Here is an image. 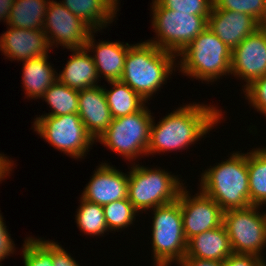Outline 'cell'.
I'll return each mask as SVG.
<instances>
[{
  "mask_svg": "<svg viewBox=\"0 0 266 266\" xmlns=\"http://www.w3.org/2000/svg\"><path fill=\"white\" fill-rule=\"evenodd\" d=\"M216 108L195 102L174 109L157 124L153 119L147 155L184 150L202 136L204 138L223 118L222 111Z\"/></svg>",
  "mask_w": 266,
  "mask_h": 266,
  "instance_id": "6da1fadb",
  "label": "cell"
},
{
  "mask_svg": "<svg viewBox=\"0 0 266 266\" xmlns=\"http://www.w3.org/2000/svg\"><path fill=\"white\" fill-rule=\"evenodd\" d=\"M176 57L175 54L159 49L147 40L133 44L128 48L120 80L148 102L165 84L173 70L175 71Z\"/></svg>",
  "mask_w": 266,
  "mask_h": 266,
  "instance_id": "7a4b0ae2",
  "label": "cell"
},
{
  "mask_svg": "<svg viewBox=\"0 0 266 266\" xmlns=\"http://www.w3.org/2000/svg\"><path fill=\"white\" fill-rule=\"evenodd\" d=\"M199 189L223 211L251 206L247 153L236 151L228 160L209 167L201 175Z\"/></svg>",
  "mask_w": 266,
  "mask_h": 266,
  "instance_id": "3957f363",
  "label": "cell"
},
{
  "mask_svg": "<svg viewBox=\"0 0 266 266\" xmlns=\"http://www.w3.org/2000/svg\"><path fill=\"white\" fill-rule=\"evenodd\" d=\"M232 50L206 28L178 56V70L196 80L214 82L230 75ZM180 65V66H179Z\"/></svg>",
  "mask_w": 266,
  "mask_h": 266,
  "instance_id": "277c9868",
  "label": "cell"
},
{
  "mask_svg": "<svg viewBox=\"0 0 266 266\" xmlns=\"http://www.w3.org/2000/svg\"><path fill=\"white\" fill-rule=\"evenodd\" d=\"M135 164L132 163L134 166L128 172L127 198L138 212L152 210L178 199L184 187L178 176L160 168Z\"/></svg>",
  "mask_w": 266,
  "mask_h": 266,
  "instance_id": "5b68a950",
  "label": "cell"
},
{
  "mask_svg": "<svg viewBox=\"0 0 266 266\" xmlns=\"http://www.w3.org/2000/svg\"><path fill=\"white\" fill-rule=\"evenodd\" d=\"M152 1V27L156 38L147 42L159 49L177 56L208 27L209 16L189 15L169 10L157 0Z\"/></svg>",
  "mask_w": 266,
  "mask_h": 266,
  "instance_id": "8992f818",
  "label": "cell"
},
{
  "mask_svg": "<svg viewBox=\"0 0 266 266\" xmlns=\"http://www.w3.org/2000/svg\"><path fill=\"white\" fill-rule=\"evenodd\" d=\"M153 210L152 248L155 266H169L186 256L187 240L183 230L181 207L178 200Z\"/></svg>",
  "mask_w": 266,
  "mask_h": 266,
  "instance_id": "52a82bcc",
  "label": "cell"
},
{
  "mask_svg": "<svg viewBox=\"0 0 266 266\" xmlns=\"http://www.w3.org/2000/svg\"><path fill=\"white\" fill-rule=\"evenodd\" d=\"M145 105L137 113L113 118L109 127L96 140L128 161L147 155L150 127L154 117Z\"/></svg>",
  "mask_w": 266,
  "mask_h": 266,
  "instance_id": "ba28073f",
  "label": "cell"
},
{
  "mask_svg": "<svg viewBox=\"0 0 266 266\" xmlns=\"http://www.w3.org/2000/svg\"><path fill=\"white\" fill-rule=\"evenodd\" d=\"M34 120V131L55 149L72 158H83L95 142L77 113L40 116Z\"/></svg>",
  "mask_w": 266,
  "mask_h": 266,
  "instance_id": "9c48e42d",
  "label": "cell"
},
{
  "mask_svg": "<svg viewBox=\"0 0 266 266\" xmlns=\"http://www.w3.org/2000/svg\"><path fill=\"white\" fill-rule=\"evenodd\" d=\"M260 206L224 211L223 224L229 236L233 253L261 255L266 247V213Z\"/></svg>",
  "mask_w": 266,
  "mask_h": 266,
  "instance_id": "30bf717a",
  "label": "cell"
},
{
  "mask_svg": "<svg viewBox=\"0 0 266 266\" xmlns=\"http://www.w3.org/2000/svg\"><path fill=\"white\" fill-rule=\"evenodd\" d=\"M43 31L51 48L60 44L69 50L84 48L93 29L64 5L51 0L45 14Z\"/></svg>",
  "mask_w": 266,
  "mask_h": 266,
  "instance_id": "8fae6325",
  "label": "cell"
},
{
  "mask_svg": "<svg viewBox=\"0 0 266 266\" xmlns=\"http://www.w3.org/2000/svg\"><path fill=\"white\" fill-rule=\"evenodd\" d=\"M189 195V191L183 187L177 199L187 241L197 234L221 226L224 213L221 207L201 190L194 196Z\"/></svg>",
  "mask_w": 266,
  "mask_h": 266,
  "instance_id": "7c38bea8",
  "label": "cell"
},
{
  "mask_svg": "<svg viewBox=\"0 0 266 266\" xmlns=\"http://www.w3.org/2000/svg\"><path fill=\"white\" fill-rule=\"evenodd\" d=\"M244 80V89L266 75V32L257 29L248 35L231 53V72Z\"/></svg>",
  "mask_w": 266,
  "mask_h": 266,
  "instance_id": "4fadbf2b",
  "label": "cell"
},
{
  "mask_svg": "<svg viewBox=\"0 0 266 266\" xmlns=\"http://www.w3.org/2000/svg\"><path fill=\"white\" fill-rule=\"evenodd\" d=\"M81 198L104 206L111 202L126 199L128 195V174L107 163L97 166Z\"/></svg>",
  "mask_w": 266,
  "mask_h": 266,
  "instance_id": "5bb4252c",
  "label": "cell"
},
{
  "mask_svg": "<svg viewBox=\"0 0 266 266\" xmlns=\"http://www.w3.org/2000/svg\"><path fill=\"white\" fill-rule=\"evenodd\" d=\"M51 46L43 30L8 27L0 36V51L9 59L25 61L48 55Z\"/></svg>",
  "mask_w": 266,
  "mask_h": 266,
  "instance_id": "9a60e30c",
  "label": "cell"
},
{
  "mask_svg": "<svg viewBox=\"0 0 266 266\" xmlns=\"http://www.w3.org/2000/svg\"><path fill=\"white\" fill-rule=\"evenodd\" d=\"M207 28L233 50L248 35L254 33L258 25L257 20L246 13L222 10L213 5Z\"/></svg>",
  "mask_w": 266,
  "mask_h": 266,
  "instance_id": "2e32d148",
  "label": "cell"
},
{
  "mask_svg": "<svg viewBox=\"0 0 266 266\" xmlns=\"http://www.w3.org/2000/svg\"><path fill=\"white\" fill-rule=\"evenodd\" d=\"M78 115L87 132L97 140L112 122L103 86L79 91Z\"/></svg>",
  "mask_w": 266,
  "mask_h": 266,
  "instance_id": "e0dca14e",
  "label": "cell"
},
{
  "mask_svg": "<svg viewBox=\"0 0 266 266\" xmlns=\"http://www.w3.org/2000/svg\"><path fill=\"white\" fill-rule=\"evenodd\" d=\"M95 32L96 30H93L89 35L85 48L88 52L95 53L91 56L98 76L101 77L103 75L107 82L120 80L124 69L125 57L131 45L111 41H99L96 45L93 34Z\"/></svg>",
  "mask_w": 266,
  "mask_h": 266,
  "instance_id": "ac0fdd59",
  "label": "cell"
},
{
  "mask_svg": "<svg viewBox=\"0 0 266 266\" xmlns=\"http://www.w3.org/2000/svg\"><path fill=\"white\" fill-rule=\"evenodd\" d=\"M232 253L224 224L197 234L187 242L186 256L188 257L224 262Z\"/></svg>",
  "mask_w": 266,
  "mask_h": 266,
  "instance_id": "d6986e66",
  "label": "cell"
},
{
  "mask_svg": "<svg viewBox=\"0 0 266 266\" xmlns=\"http://www.w3.org/2000/svg\"><path fill=\"white\" fill-rule=\"evenodd\" d=\"M71 51L73 54L61 73H57V79L77 91L99 86V76L90 52L85 47Z\"/></svg>",
  "mask_w": 266,
  "mask_h": 266,
  "instance_id": "ffe728a7",
  "label": "cell"
},
{
  "mask_svg": "<svg viewBox=\"0 0 266 266\" xmlns=\"http://www.w3.org/2000/svg\"><path fill=\"white\" fill-rule=\"evenodd\" d=\"M22 70L23 89L26 96L31 99L41 98L57 80V72L48 62V55L23 61Z\"/></svg>",
  "mask_w": 266,
  "mask_h": 266,
  "instance_id": "44dd1931",
  "label": "cell"
},
{
  "mask_svg": "<svg viewBox=\"0 0 266 266\" xmlns=\"http://www.w3.org/2000/svg\"><path fill=\"white\" fill-rule=\"evenodd\" d=\"M59 2L96 31L112 23L118 11L108 0H62Z\"/></svg>",
  "mask_w": 266,
  "mask_h": 266,
  "instance_id": "7402d4cb",
  "label": "cell"
},
{
  "mask_svg": "<svg viewBox=\"0 0 266 266\" xmlns=\"http://www.w3.org/2000/svg\"><path fill=\"white\" fill-rule=\"evenodd\" d=\"M112 89L104 87V93L112 118L124 117L140 111L146 101L121 80L108 81Z\"/></svg>",
  "mask_w": 266,
  "mask_h": 266,
  "instance_id": "603a6c76",
  "label": "cell"
},
{
  "mask_svg": "<svg viewBox=\"0 0 266 266\" xmlns=\"http://www.w3.org/2000/svg\"><path fill=\"white\" fill-rule=\"evenodd\" d=\"M49 0H14L7 25L15 28L43 30Z\"/></svg>",
  "mask_w": 266,
  "mask_h": 266,
  "instance_id": "cb8c5ba5",
  "label": "cell"
},
{
  "mask_svg": "<svg viewBox=\"0 0 266 266\" xmlns=\"http://www.w3.org/2000/svg\"><path fill=\"white\" fill-rule=\"evenodd\" d=\"M250 203L266 204V148H254L247 153Z\"/></svg>",
  "mask_w": 266,
  "mask_h": 266,
  "instance_id": "d4e9b609",
  "label": "cell"
},
{
  "mask_svg": "<svg viewBox=\"0 0 266 266\" xmlns=\"http://www.w3.org/2000/svg\"><path fill=\"white\" fill-rule=\"evenodd\" d=\"M49 105L52 112L41 116H60L77 113L79 108V91L74 90L58 79L43 94L42 99Z\"/></svg>",
  "mask_w": 266,
  "mask_h": 266,
  "instance_id": "484cf974",
  "label": "cell"
},
{
  "mask_svg": "<svg viewBox=\"0 0 266 266\" xmlns=\"http://www.w3.org/2000/svg\"><path fill=\"white\" fill-rule=\"evenodd\" d=\"M75 222L81 232L90 236H103L108 231L103 206L80 198Z\"/></svg>",
  "mask_w": 266,
  "mask_h": 266,
  "instance_id": "4316f807",
  "label": "cell"
},
{
  "mask_svg": "<svg viewBox=\"0 0 266 266\" xmlns=\"http://www.w3.org/2000/svg\"><path fill=\"white\" fill-rule=\"evenodd\" d=\"M105 220L108 226V232L118 231L133 225L134 219L138 211L130 203L129 199H121L103 206Z\"/></svg>",
  "mask_w": 266,
  "mask_h": 266,
  "instance_id": "83f0119b",
  "label": "cell"
},
{
  "mask_svg": "<svg viewBox=\"0 0 266 266\" xmlns=\"http://www.w3.org/2000/svg\"><path fill=\"white\" fill-rule=\"evenodd\" d=\"M22 252L24 266H53L51 240L26 238Z\"/></svg>",
  "mask_w": 266,
  "mask_h": 266,
  "instance_id": "f1b7e54d",
  "label": "cell"
},
{
  "mask_svg": "<svg viewBox=\"0 0 266 266\" xmlns=\"http://www.w3.org/2000/svg\"><path fill=\"white\" fill-rule=\"evenodd\" d=\"M164 8L189 13L192 15L209 16L214 0H157Z\"/></svg>",
  "mask_w": 266,
  "mask_h": 266,
  "instance_id": "f546056e",
  "label": "cell"
},
{
  "mask_svg": "<svg viewBox=\"0 0 266 266\" xmlns=\"http://www.w3.org/2000/svg\"><path fill=\"white\" fill-rule=\"evenodd\" d=\"M266 0H214L218 9L246 13L256 20L263 12Z\"/></svg>",
  "mask_w": 266,
  "mask_h": 266,
  "instance_id": "4dcf8cb0",
  "label": "cell"
},
{
  "mask_svg": "<svg viewBox=\"0 0 266 266\" xmlns=\"http://www.w3.org/2000/svg\"><path fill=\"white\" fill-rule=\"evenodd\" d=\"M244 90L249 104L266 117V75L252 82Z\"/></svg>",
  "mask_w": 266,
  "mask_h": 266,
  "instance_id": "1f68e13d",
  "label": "cell"
},
{
  "mask_svg": "<svg viewBox=\"0 0 266 266\" xmlns=\"http://www.w3.org/2000/svg\"><path fill=\"white\" fill-rule=\"evenodd\" d=\"M265 259L251 254L232 253L225 261L224 266H261Z\"/></svg>",
  "mask_w": 266,
  "mask_h": 266,
  "instance_id": "d6a6232c",
  "label": "cell"
},
{
  "mask_svg": "<svg viewBox=\"0 0 266 266\" xmlns=\"http://www.w3.org/2000/svg\"><path fill=\"white\" fill-rule=\"evenodd\" d=\"M1 212V211H0ZM15 244L5 226L3 216L0 213V262L14 253ZM2 266V265H0Z\"/></svg>",
  "mask_w": 266,
  "mask_h": 266,
  "instance_id": "836d02e7",
  "label": "cell"
},
{
  "mask_svg": "<svg viewBox=\"0 0 266 266\" xmlns=\"http://www.w3.org/2000/svg\"><path fill=\"white\" fill-rule=\"evenodd\" d=\"M53 266H80L59 243L52 241Z\"/></svg>",
  "mask_w": 266,
  "mask_h": 266,
  "instance_id": "e575fe53",
  "label": "cell"
},
{
  "mask_svg": "<svg viewBox=\"0 0 266 266\" xmlns=\"http://www.w3.org/2000/svg\"><path fill=\"white\" fill-rule=\"evenodd\" d=\"M179 266H224L223 261L206 260L185 256L179 263Z\"/></svg>",
  "mask_w": 266,
  "mask_h": 266,
  "instance_id": "d590c367",
  "label": "cell"
},
{
  "mask_svg": "<svg viewBox=\"0 0 266 266\" xmlns=\"http://www.w3.org/2000/svg\"><path fill=\"white\" fill-rule=\"evenodd\" d=\"M14 0H0V20H4L7 24Z\"/></svg>",
  "mask_w": 266,
  "mask_h": 266,
  "instance_id": "8d00e7d4",
  "label": "cell"
},
{
  "mask_svg": "<svg viewBox=\"0 0 266 266\" xmlns=\"http://www.w3.org/2000/svg\"><path fill=\"white\" fill-rule=\"evenodd\" d=\"M258 29L266 32V2L263 8V12L257 20Z\"/></svg>",
  "mask_w": 266,
  "mask_h": 266,
  "instance_id": "74e56055",
  "label": "cell"
},
{
  "mask_svg": "<svg viewBox=\"0 0 266 266\" xmlns=\"http://www.w3.org/2000/svg\"><path fill=\"white\" fill-rule=\"evenodd\" d=\"M112 5H113V7L116 9V10H118L119 8H118V3H119V0H108Z\"/></svg>",
  "mask_w": 266,
  "mask_h": 266,
  "instance_id": "f35d334b",
  "label": "cell"
},
{
  "mask_svg": "<svg viewBox=\"0 0 266 266\" xmlns=\"http://www.w3.org/2000/svg\"><path fill=\"white\" fill-rule=\"evenodd\" d=\"M261 266H266V260L261 264Z\"/></svg>",
  "mask_w": 266,
  "mask_h": 266,
  "instance_id": "ab89813d",
  "label": "cell"
}]
</instances>
